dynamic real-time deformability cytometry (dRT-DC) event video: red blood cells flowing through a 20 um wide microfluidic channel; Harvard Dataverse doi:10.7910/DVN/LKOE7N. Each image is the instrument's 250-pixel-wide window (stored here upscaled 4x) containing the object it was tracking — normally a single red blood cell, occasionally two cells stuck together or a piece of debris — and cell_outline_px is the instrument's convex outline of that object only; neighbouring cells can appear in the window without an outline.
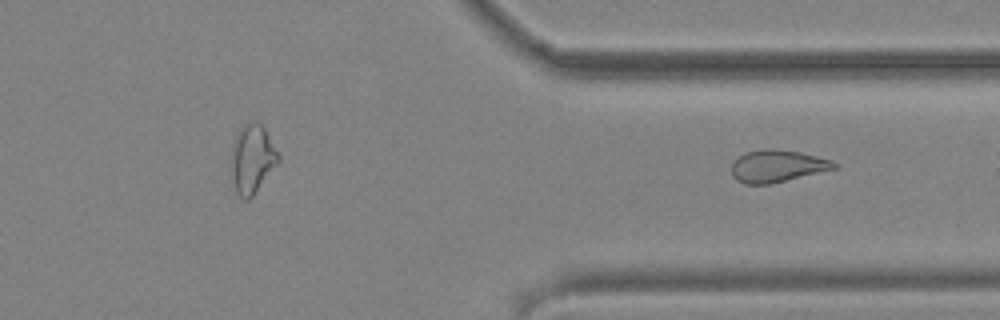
{"species": "common noctule bat (a hibernating species)", "species_latin": "Nyctalus noctula", "temperature_condition": "cold", "stored_images_in_passage": 35, "segment_of_instrument_passage": [2, 2], "camera_frame_rate_fps": 3000, "um_per_image_px": 0.085, "animal": {"sex": "male", "body_mass_g": 19.2, "forearm_length_mm": 51.8}, "frame": {"image": 1, "passage_image": 35, "time_ms": 11.333, "image_size_px": [1000, 320], "cell_outline_px": [[836, 168], [772, 184], [744, 184], [736, 180], [732, 176], [732, 160], [744, 152], [764, 148], [768, 148], [800, 152], [832, 160], [836, 164]], "centroid_in_image_um": [66.01, 14.11], "position_along_channel_um": 345.4, "area_um2": 19.36}}